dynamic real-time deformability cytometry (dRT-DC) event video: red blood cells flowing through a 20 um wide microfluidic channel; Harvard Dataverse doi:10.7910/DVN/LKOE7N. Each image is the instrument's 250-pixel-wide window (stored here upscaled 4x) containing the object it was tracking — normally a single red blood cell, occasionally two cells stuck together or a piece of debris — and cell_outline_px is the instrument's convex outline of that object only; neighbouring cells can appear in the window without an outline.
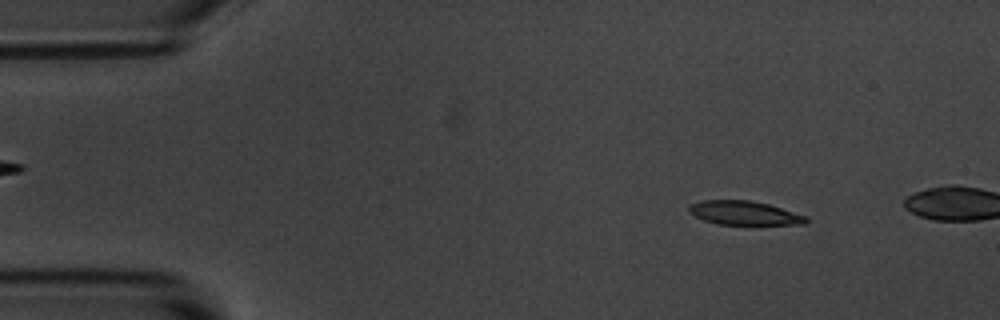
{"species": "common noctule bat (a hibernating species)", "species_latin": "Nyctalus noctula", "temperature_condition": "room temperature", "stored_images_in_passage": 12, "camera_frame_rate_fps": 3000, "um_per_image_px": 0.085, "animal": {"sex": "male", "body_mass_g": 20.1, "forearm_length_mm": 53.5}, "frame": {"image": 1, "passage_image": 6, "time_ms": 1.667, "image_size_px": [1000, 320], "cell_outline_px": [[808, 224], [752, 228], [716, 224], [704, 220], [688, 212], [688, 208], [692, 204], [700, 200], [752, 200], [768, 204], [808, 216]], "centroid_in_image_um": [63.37, 18.18], "position_along_channel_um": 21.6, "area_um2": 17.63}}